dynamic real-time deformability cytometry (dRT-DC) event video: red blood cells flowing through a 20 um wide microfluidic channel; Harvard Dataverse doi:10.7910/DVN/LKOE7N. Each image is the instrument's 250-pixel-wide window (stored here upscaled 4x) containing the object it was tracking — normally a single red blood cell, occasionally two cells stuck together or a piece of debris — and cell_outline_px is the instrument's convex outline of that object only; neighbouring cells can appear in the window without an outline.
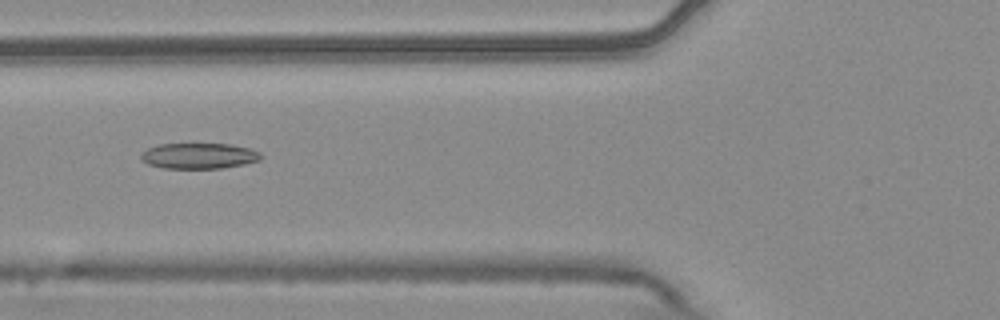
{"species": "common noctule bat (a hibernating species)", "species_latin": "Nyctalus noctula", "temperature_condition": "warm", "stored_images_in_passage": 6, "camera_frame_rate_fps": 3000, "um_per_image_px": 0.085, "animal": {"sex": "male", "body_mass_g": 20.4}, "frame": {"image": 1, "passage_image": 5, "time_ms": 1.333, "image_size_px": [1000, 320], "cell_outline_px": [[260, 160], [244, 164], [220, 168], [164, 168], [148, 164], [140, 160], [140, 152], [148, 148], [160, 144], [228, 144], [248, 148], [260, 152]], "centroid_in_image_um": [16.85, 13.25], "position_along_channel_um": 108.9, "area_um2": 17.86}}
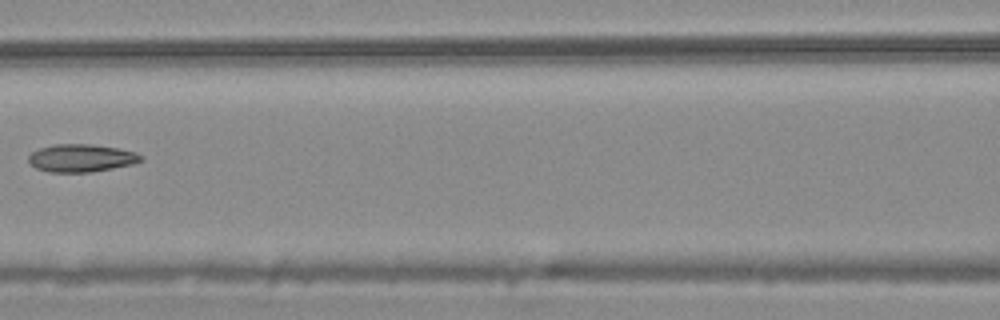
{"frame": {"image": 2, "passage_image": 6, "time_ms": 1.667, "image_size_px": [1000, 320], "cell_outline_px": [[144, 160], [132, 164], [92, 172], [48, 172], [36, 168], [28, 160], [28, 156], [32, 152], [40, 148], [52, 144], [92, 144], [116, 148], [136, 152], [144, 156]], "centroid_in_image_um": [6.92, 13.43], "position_along_channel_um": 159.7, "area_um2": 18.21}}